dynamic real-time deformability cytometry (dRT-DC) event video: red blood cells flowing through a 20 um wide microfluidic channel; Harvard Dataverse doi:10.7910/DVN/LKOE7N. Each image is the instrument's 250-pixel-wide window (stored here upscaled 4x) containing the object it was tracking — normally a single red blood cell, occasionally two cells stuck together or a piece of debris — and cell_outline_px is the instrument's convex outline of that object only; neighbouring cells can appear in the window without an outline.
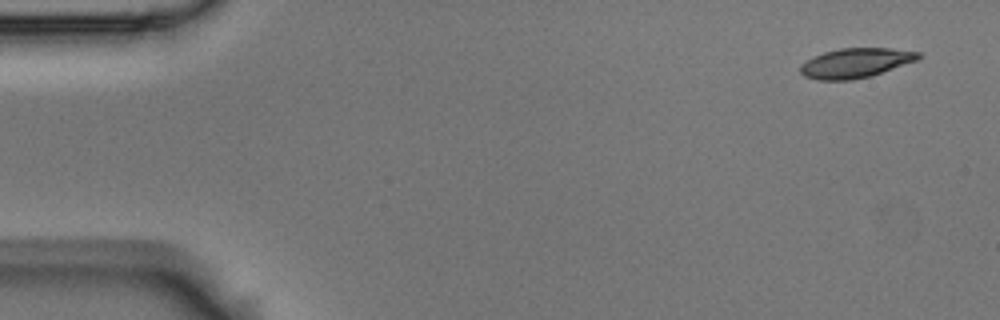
{"species": "Egyptian fruit bat (a non-hibernating species)", "species_latin": "Rousettus aegyptiacus", "temperature_condition": "room temperature", "stored_images_in_passage": 4, "camera_frame_rate_fps": 3000, "um_per_image_px": 0.085, "animal": {"sex": "male"}, "frame": {"image": 1, "passage_image": 1, "time_ms": 0.0, "image_size_px": [1000, 320], "cell_outline_px": [[920, 56], [916, 60], [872, 76], [852, 80], [816, 80], [804, 76], [800, 72], [800, 64], [824, 52], [840, 48], [892, 48], [920, 52]], "centroid_in_image_um": [72.71, 5.36], "position_along_channel_um": 12.3, "area_um2": 20.29}}